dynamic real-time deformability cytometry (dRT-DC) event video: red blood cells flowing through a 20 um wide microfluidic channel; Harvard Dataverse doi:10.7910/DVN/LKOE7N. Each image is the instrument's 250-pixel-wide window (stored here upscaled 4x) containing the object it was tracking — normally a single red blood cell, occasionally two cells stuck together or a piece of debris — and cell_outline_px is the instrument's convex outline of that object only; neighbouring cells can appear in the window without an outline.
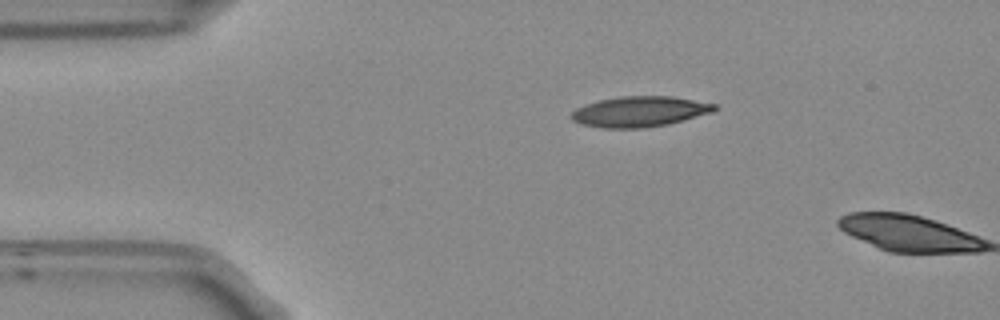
{"species": "Egyptian fruit bat (a non-hibernating species)", "species_latin": "Rousettus aegyptiacus", "temperature_condition": "room temperature", "stored_images_in_passage": 2, "camera_frame_rate_fps": 3000, "um_per_image_px": 0.085, "frame": {"image": 1, "passage_image": 1, "time_ms": 0.0, "image_size_px": [1000, 320], "cell_outline_px": [[720, 108], [712, 112], [668, 124], [644, 128], [604, 128], [580, 124], [572, 120], [568, 116], [576, 108], [600, 100], [620, 96], [672, 96], [716, 104]], "centroid_in_image_um": [54.36, 9.49], "position_along_channel_um": 30.6, "area_um2": 25.43}}